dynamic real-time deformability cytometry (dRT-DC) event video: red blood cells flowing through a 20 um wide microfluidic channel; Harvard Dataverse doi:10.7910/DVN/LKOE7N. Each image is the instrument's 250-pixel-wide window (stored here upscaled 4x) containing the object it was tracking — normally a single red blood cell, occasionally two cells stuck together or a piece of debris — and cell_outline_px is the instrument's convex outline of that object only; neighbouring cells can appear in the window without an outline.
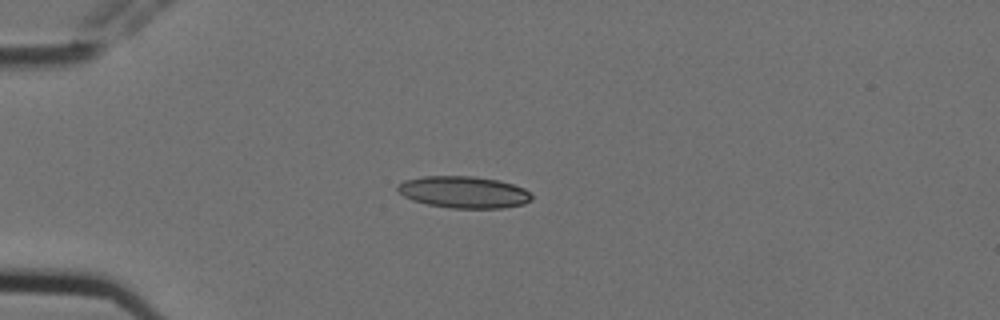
{"species": "Egyptian fruit bat (a non-hibernating species)", "species_latin": "Rousettus aegyptiacus", "temperature_condition": "cold", "stored_images_in_passage": 4, "camera_frame_rate_fps": 3000, "um_per_image_px": 0.085, "animal": {"sex": "female"}, "frame": {"image": 1, "passage_image": 2, "time_ms": 0.333, "image_size_px": [1000, 320], "cell_outline_px": [[532, 200], [524, 204], [504, 208], [452, 208], [428, 204], [412, 200], [404, 196], [396, 188], [404, 180], [424, 176], [472, 176], [500, 180], [524, 188], [532, 196]], "centroid_in_image_um": [39.44, 16.33], "position_along_channel_um": 45.6, "area_um2": 24.8}}
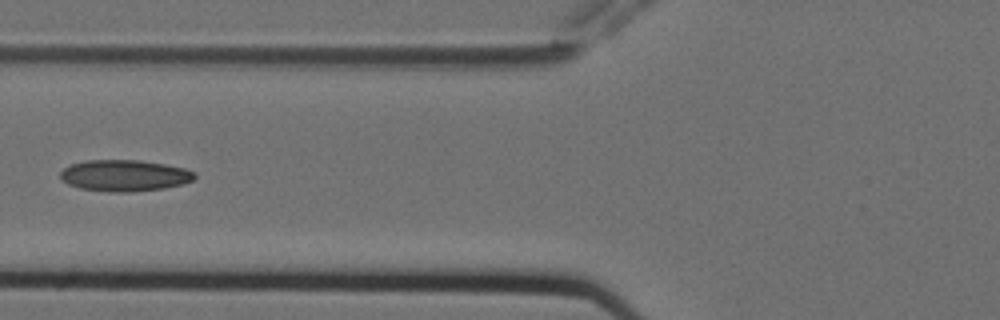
{"frame": {"image": 2, "passage_image": 4, "time_ms": 1.0, "image_size_px": [1000, 320], "cell_outline_px": [[196, 176], [192, 180], [180, 184], [164, 188], [128, 192], [108, 192], [80, 188], [68, 184], [60, 176], [60, 172], [68, 164], [84, 160], [140, 160], [164, 164], [184, 168], [196, 172]], "centroid_in_image_um": [10.55, 14.91], "position_along_channel_um": 115.2, "area_um2": 24.57}}